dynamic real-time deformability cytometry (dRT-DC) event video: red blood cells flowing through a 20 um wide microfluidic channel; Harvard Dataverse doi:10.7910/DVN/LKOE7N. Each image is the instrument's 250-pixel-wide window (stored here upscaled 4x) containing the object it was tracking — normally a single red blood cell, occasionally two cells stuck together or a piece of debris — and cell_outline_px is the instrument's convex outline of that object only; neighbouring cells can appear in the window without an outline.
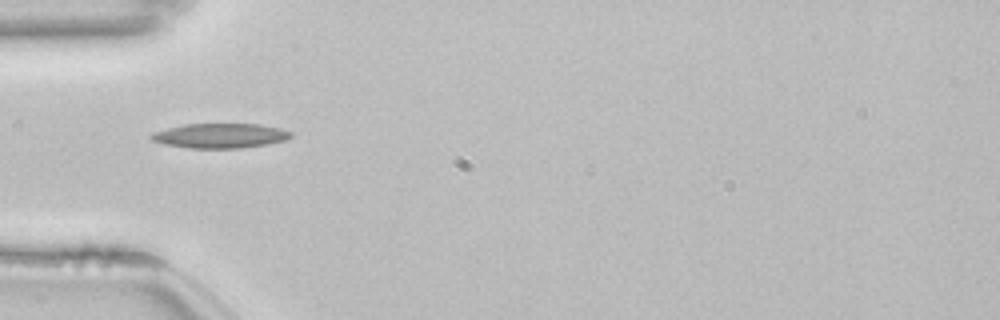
{"species": "common noctule bat (a hibernating species)", "species_latin": "Nyctalus noctula", "temperature_condition": "room temperature", "stored_images_in_passage": 37, "camera_frame_rate_fps": 3000, "um_per_image_px": 0.085, "animal": {"sex": "female", "body_mass_g": 22.7, "forearm_length_mm": 54.2}, "frame": {"image": 1, "passage_image": 1, "time_ms": 0.0, "image_size_px": [1000, 320], "cell_outline_px": [[292, 136], [284, 140], [268, 144], [240, 148], [188, 148], [164, 144], [152, 140], [148, 136], [152, 132], [184, 124], [260, 124], [280, 128], [292, 132]], "centroid_in_image_um": [18.69, 11.53], "position_along_channel_um": 66.3, "area_um2": 20.11}, "authors_computed_cell_mechanics": {"area_um2": 18.496, "velocity_mm_per_s": 3.8417, "shape_relaxation_time_tau1_ms": 6.3374, "shape_relaxation_time_tau2_ms": 6.3499, "deformation_change_tau1": 0.1716, "deformation_change_tau2": 0.151}}